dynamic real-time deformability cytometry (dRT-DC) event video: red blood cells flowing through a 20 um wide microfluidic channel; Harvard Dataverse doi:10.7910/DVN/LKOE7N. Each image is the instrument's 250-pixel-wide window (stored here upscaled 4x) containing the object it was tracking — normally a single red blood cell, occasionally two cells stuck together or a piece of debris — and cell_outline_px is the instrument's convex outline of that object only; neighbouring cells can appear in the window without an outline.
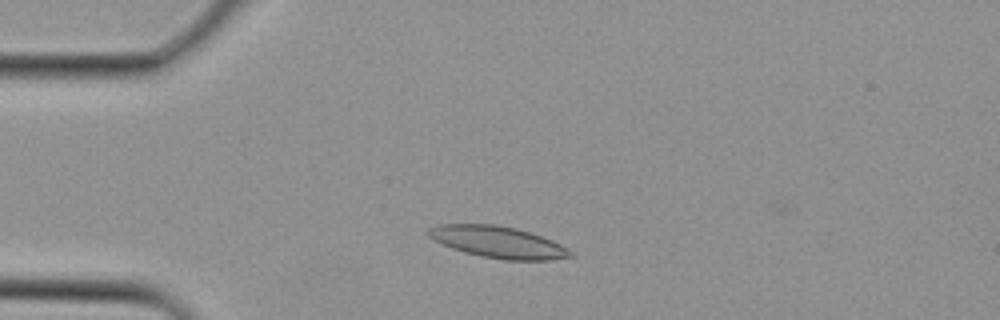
{"species": "Egyptian fruit bat (a non-hibernating species)", "species_latin": "Rousettus aegyptiacus", "temperature_condition": "cold", "stored_images_in_passage": 2, "camera_frame_rate_fps": 3000, "um_per_image_px": 0.085, "animal": {"sex": "female"}, "frame": {"image": 1, "passage_image": 2, "time_ms": 0.333, "image_size_px": [1000, 320], "cell_outline_px": [[576, 256], [552, 260], [504, 260], [480, 256], [464, 252], [452, 248], [432, 240], [428, 236], [428, 228], [440, 224], [496, 224], [516, 228], [552, 240], [568, 248]], "centroid_in_image_um": [42.34, 20.58], "position_along_channel_um": 42.7, "area_um2": 26.3}}